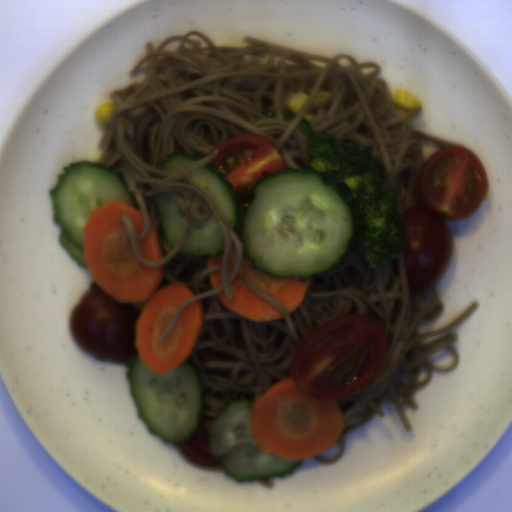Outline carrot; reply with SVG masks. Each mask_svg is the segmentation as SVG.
I'll return each instance as SVG.
<instances>
[{
	"instance_id": "carrot-1",
	"label": "carrot",
	"mask_w": 512,
	"mask_h": 512,
	"mask_svg": "<svg viewBox=\"0 0 512 512\" xmlns=\"http://www.w3.org/2000/svg\"><path fill=\"white\" fill-rule=\"evenodd\" d=\"M123 214L137 236L142 234L141 210L125 202L106 203L90 214L83 229L86 266L95 283L119 303L146 301L135 324L137 354L147 369L167 374L185 362L197 343L203 325L202 303L197 299L187 304L166 339L159 340L181 306L196 295L183 283L159 289L164 266L149 267L138 259L121 220Z\"/></svg>"
},
{
	"instance_id": "carrot-2",
	"label": "carrot",
	"mask_w": 512,
	"mask_h": 512,
	"mask_svg": "<svg viewBox=\"0 0 512 512\" xmlns=\"http://www.w3.org/2000/svg\"><path fill=\"white\" fill-rule=\"evenodd\" d=\"M344 424L336 399L316 400L287 377L255 401L249 428L259 449L298 460L334 447Z\"/></svg>"
},
{
	"instance_id": "carrot-3",
	"label": "carrot",
	"mask_w": 512,
	"mask_h": 512,
	"mask_svg": "<svg viewBox=\"0 0 512 512\" xmlns=\"http://www.w3.org/2000/svg\"><path fill=\"white\" fill-rule=\"evenodd\" d=\"M141 311L103 289L84 295L71 315L74 339L98 358L125 361L137 353L136 324Z\"/></svg>"
},
{
	"instance_id": "carrot-4",
	"label": "carrot",
	"mask_w": 512,
	"mask_h": 512,
	"mask_svg": "<svg viewBox=\"0 0 512 512\" xmlns=\"http://www.w3.org/2000/svg\"><path fill=\"white\" fill-rule=\"evenodd\" d=\"M253 264L254 261L242 256L237 271L282 304L289 314L301 305L311 284V276L305 281L291 276L275 277L265 274L262 269H254Z\"/></svg>"
},
{
	"instance_id": "carrot-5",
	"label": "carrot",
	"mask_w": 512,
	"mask_h": 512,
	"mask_svg": "<svg viewBox=\"0 0 512 512\" xmlns=\"http://www.w3.org/2000/svg\"><path fill=\"white\" fill-rule=\"evenodd\" d=\"M230 286L231 298H227L225 289H222L217 296L222 305L234 314L261 323L284 318L279 308L260 297L237 275Z\"/></svg>"
},
{
	"instance_id": "carrot-6",
	"label": "carrot",
	"mask_w": 512,
	"mask_h": 512,
	"mask_svg": "<svg viewBox=\"0 0 512 512\" xmlns=\"http://www.w3.org/2000/svg\"><path fill=\"white\" fill-rule=\"evenodd\" d=\"M139 255L145 260L158 262L162 260V253L157 231L149 218V230L145 238L140 240L138 246Z\"/></svg>"
},
{
	"instance_id": "carrot-7",
	"label": "carrot",
	"mask_w": 512,
	"mask_h": 512,
	"mask_svg": "<svg viewBox=\"0 0 512 512\" xmlns=\"http://www.w3.org/2000/svg\"><path fill=\"white\" fill-rule=\"evenodd\" d=\"M208 276H209L210 286L212 289L217 288L220 285H222L221 270H214V271L208 273Z\"/></svg>"
},
{
	"instance_id": "carrot-8",
	"label": "carrot",
	"mask_w": 512,
	"mask_h": 512,
	"mask_svg": "<svg viewBox=\"0 0 512 512\" xmlns=\"http://www.w3.org/2000/svg\"><path fill=\"white\" fill-rule=\"evenodd\" d=\"M224 259V252L219 253L217 256H208L206 263L208 269L217 265H221Z\"/></svg>"
},
{
	"instance_id": "carrot-9",
	"label": "carrot",
	"mask_w": 512,
	"mask_h": 512,
	"mask_svg": "<svg viewBox=\"0 0 512 512\" xmlns=\"http://www.w3.org/2000/svg\"><path fill=\"white\" fill-rule=\"evenodd\" d=\"M236 260H237L236 243L232 242L231 254H230V258H229V262H228L229 267L234 268V266L236 264Z\"/></svg>"
},
{
	"instance_id": "carrot-10",
	"label": "carrot",
	"mask_w": 512,
	"mask_h": 512,
	"mask_svg": "<svg viewBox=\"0 0 512 512\" xmlns=\"http://www.w3.org/2000/svg\"><path fill=\"white\" fill-rule=\"evenodd\" d=\"M241 232H242V228H241V225H240L239 231H238V233H237V235H238L239 239H241V238H240V236H241Z\"/></svg>"
}]
</instances>
